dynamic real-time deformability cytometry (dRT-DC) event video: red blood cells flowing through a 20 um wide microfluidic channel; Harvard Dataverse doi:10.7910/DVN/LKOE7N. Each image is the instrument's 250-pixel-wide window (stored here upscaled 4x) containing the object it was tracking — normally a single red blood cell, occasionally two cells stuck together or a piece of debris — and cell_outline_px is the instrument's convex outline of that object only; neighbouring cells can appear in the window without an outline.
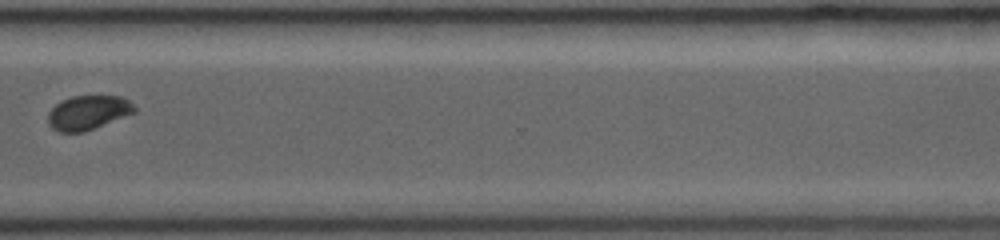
{"species": "common noctule bat (a hibernating species)", "species_latin": "Nyctalus noctula", "temperature_condition": "room temperature", "stored_images_in_passage": 17, "camera_frame_rate_fps": 3000, "um_per_image_px": 0.085, "animal": {"sex": "female", "body_mass_g": 19.0, "forearm_length_mm": 53.3}, "frame": {"image": 1, "passage_image": 15, "time_ms": 7.0, "image_size_px": [1000, 240], "cell_outline_px": [[136, 112], [84, 132], [60, 132], [52, 128], [48, 124], [48, 112], [56, 104], [72, 96], [124, 96], [136, 108]], "centroid_in_image_um": [7.49, 9.57], "position_along_channel_um": 363.1, "area_um2": 17.17}}